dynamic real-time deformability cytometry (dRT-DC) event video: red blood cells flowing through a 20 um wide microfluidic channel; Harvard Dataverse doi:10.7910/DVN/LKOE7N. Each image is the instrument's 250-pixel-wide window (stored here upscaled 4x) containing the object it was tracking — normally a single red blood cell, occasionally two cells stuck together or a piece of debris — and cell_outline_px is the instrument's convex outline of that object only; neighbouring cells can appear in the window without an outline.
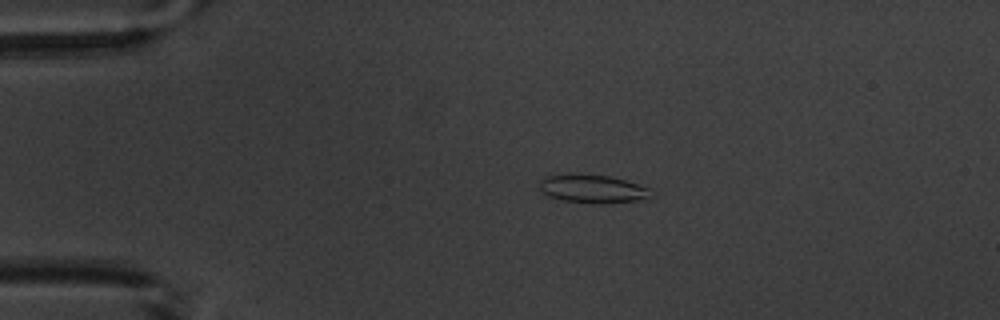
{"species": "common noctule bat (a hibernating species)", "species_latin": "Nyctalus noctula", "temperature_condition": "warm", "stored_images_in_passage": 5, "camera_frame_rate_fps": 3000, "um_per_image_px": 0.085, "animal": {"sex": "male", "body_mass_g": 20.1, "forearm_length_mm": 53.5}, "frame": {"image": 1, "passage_image": 4, "time_ms": 3.667, "image_size_px": [1000, 320], "cell_outline_px": [[652, 196], [636, 200], [604, 204], [592, 204], [560, 200], [548, 196], [540, 192], [540, 180], [544, 176], [568, 172], [608, 176], [624, 180], [648, 188]], "centroid_in_image_um": [50.25, 16.04], "position_along_channel_um": 34.7, "area_um2": 18.73}}